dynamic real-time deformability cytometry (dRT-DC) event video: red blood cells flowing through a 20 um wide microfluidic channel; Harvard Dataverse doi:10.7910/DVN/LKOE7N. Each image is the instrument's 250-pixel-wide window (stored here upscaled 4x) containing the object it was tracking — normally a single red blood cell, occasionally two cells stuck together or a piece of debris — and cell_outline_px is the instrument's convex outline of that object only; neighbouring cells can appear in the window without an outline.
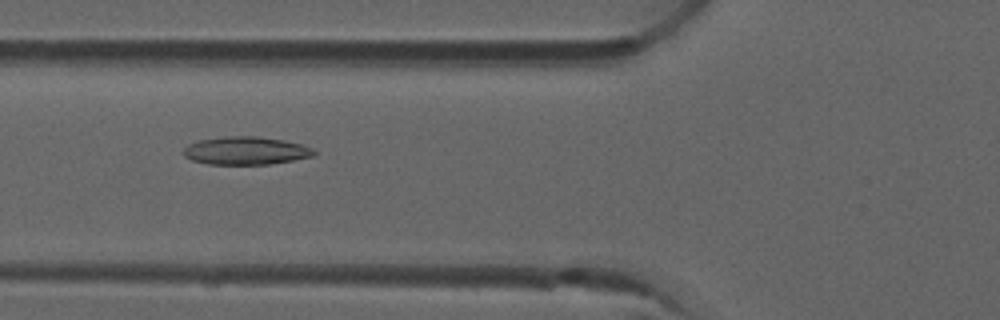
{"species": "common noctule bat (a hibernating species)", "species_latin": "Nyctalus noctula", "temperature_condition": "room temperature", "stored_images_in_passage": 48, "camera_frame_rate_fps": 3000, "um_per_image_px": 0.085, "animal": {"sex": "male", "forearm_length_mm": 52.5}, "frame": {"image": 1, "passage_image": 18, "time_ms": 5.667, "image_size_px": [1000, 320], "cell_outline_px": [[316, 152], [312, 156], [292, 160], [268, 164], [208, 164], [192, 160], [184, 156], [184, 148], [188, 144], [200, 140], [224, 136], [256, 136], [284, 140], [304, 144], [312, 148]], "centroid_in_image_um": [20.89, 12.8], "position_along_channel_um": 104.9, "area_um2": 21.21}}
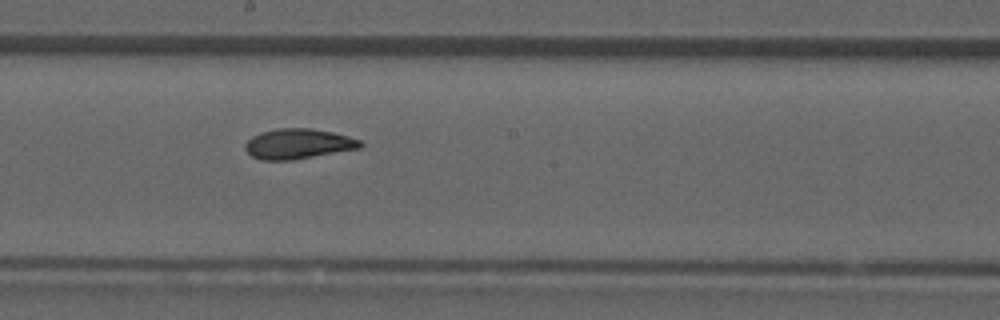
{"frame": {"image": 2, "passage_image": 27, "time_ms": 8.667, "image_size_px": [1000, 320], "cell_outline_px": [[364, 144], [360, 148], [292, 160], [260, 160], [252, 156], [244, 148], [244, 144], [252, 136], [260, 132], [276, 128], [312, 128], [332, 132], [348, 136], [360, 140]], "centroid_in_image_um": [25.32, 12.22], "position_along_channel_um": 222.9, "area_um2": 20.29}}
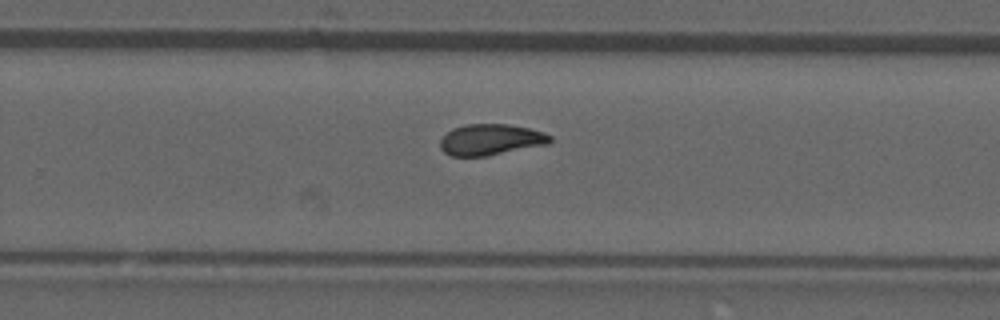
{"frame": {"image": 3, "passage_image": 32, "time_ms": 10.333, "image_size_px": [1000, 320], "cell_outline_px": [[552, 140], [548, 144], [488, 156], [452, 156], [444, 152], [440, 148], [440, 140], [452, 128], [464, 124], [508, 124], [528, 128], [544, 132], [552, 136]], "centroid_in_image_um": [41.72, 11.87], "position_along_channel_um": 288.1, "area_um2": 20.0}}